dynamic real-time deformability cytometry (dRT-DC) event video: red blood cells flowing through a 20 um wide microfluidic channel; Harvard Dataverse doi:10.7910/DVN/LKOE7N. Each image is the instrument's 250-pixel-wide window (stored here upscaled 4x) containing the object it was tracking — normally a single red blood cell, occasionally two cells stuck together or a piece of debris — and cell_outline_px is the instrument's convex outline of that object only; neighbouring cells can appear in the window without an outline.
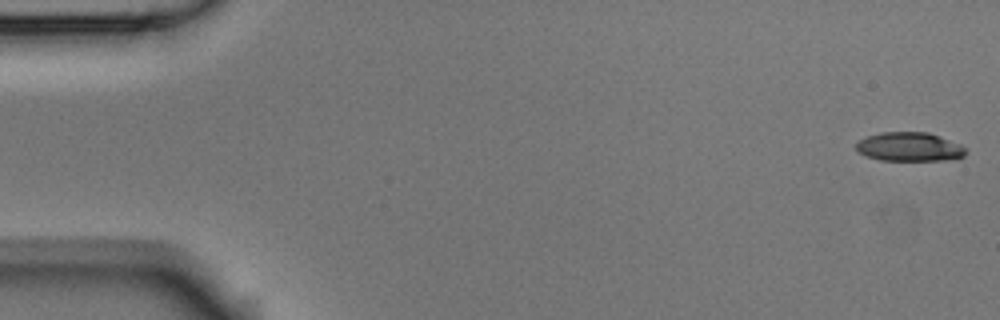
{"species": "Egyptian fruit bat (a non-hibernating species)", "species_latin": "Rousettus aegyptiacus", "temperature_condition": "room temperature", "stored_images_in_passage": 5, "camera_frame_rate_fps": 3000, "um_per_image_px": 0.085, "animal": {"sex": "male"}, "frame": {"image": 1, "passage_image": 1, "time_ms": 0.0, "image_size_px": [1000, 320], "cell_outline_px": [[968, 152], [964, 156], [944, 160], [880, 160], [856, 152], [856, 140], [880, 132], [928, 132], [960, 144], [968, 148]], "centroid_in_image_um": [77.29, 12.47], "position_along_channel_um": 7.7, "area_um2": 18.61}}
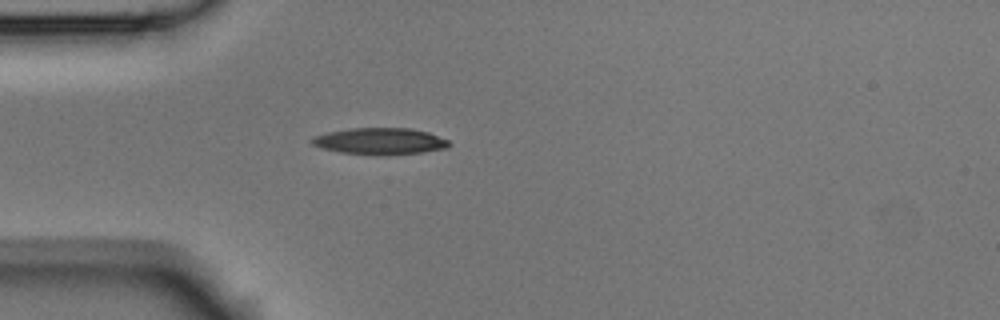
{"frame": {"image": 2, "passage_image": 5, "time_ms": 1.333, "image_size_px": [1000, 320], "cell_outline_px": [[452, 144], [448, 148], [424, 152], [388, 156], [376, 156], [340, 152], [320, 148], [312, 144], [308, 140], [312, 136], [328, 132], [348, 128], [412, 128], [428, 132], [448, 140]], "centroid_in_image_um": [32.29, 12.02], "position_along_channel_um": 52.7, "area_um2": 21.85}}